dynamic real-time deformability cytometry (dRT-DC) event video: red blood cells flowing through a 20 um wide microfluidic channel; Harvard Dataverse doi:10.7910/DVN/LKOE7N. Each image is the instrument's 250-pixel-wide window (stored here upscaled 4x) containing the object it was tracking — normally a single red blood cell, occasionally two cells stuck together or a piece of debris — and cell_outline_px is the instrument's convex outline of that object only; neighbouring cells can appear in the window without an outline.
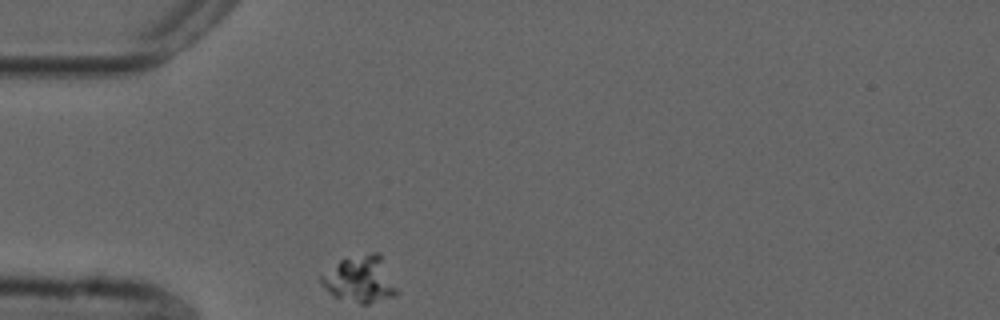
{"species": "common noctule bat (a hibernating species)", "species_latin": "Nyctalus noctula", "temperature_condition": "cold", "stored_images_in_passage": 44, "camera_frame_rate_fps": 3000, "um_per_image_px": 0.085, "animal": {"sex": "male", "forearm_length_mm": 52.5}, "frame": {"image": 1, "passage_image": 1, "time_ms": 0.0, "image_size_px": [1000, 320], "cell_outline_px": [[400, 292], [396, 296], [368, 304], [360, 304], [332, 296], [324, 288], [320, 280], [320, 276], [340, 260], [372, 252], [380, 252]], "centroid_in_image_um": [30.65, 23.76], "position_along_channel_um": 54.3, "area_um2": 20.75}}
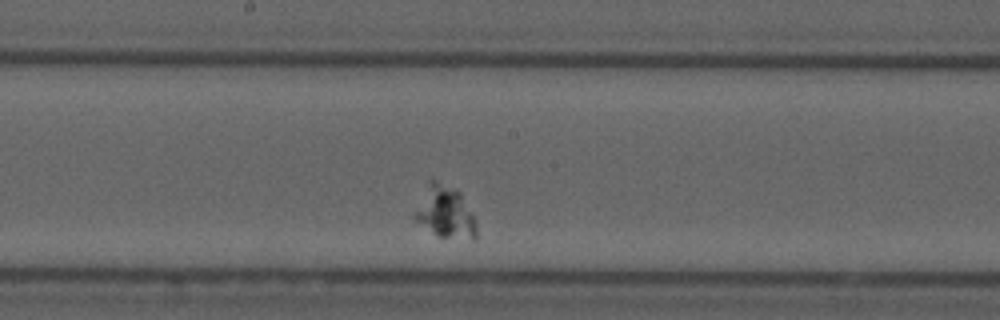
{"frame": {"image": 2, "passage_image": 16, "time_ms": 5.0, "image_size_px": [1000, 320], "cell_outline_px": [[476, 236], [472, 240], [436, 236], [416, 220], [412, 216], [412, 212], [428, 180], [432, 180], [460, 192], [476, 224]], "centroid_in_image_um": [37.78, 18.06], "position_along_channel_um": 210.4, "area_um2": 18.5}}
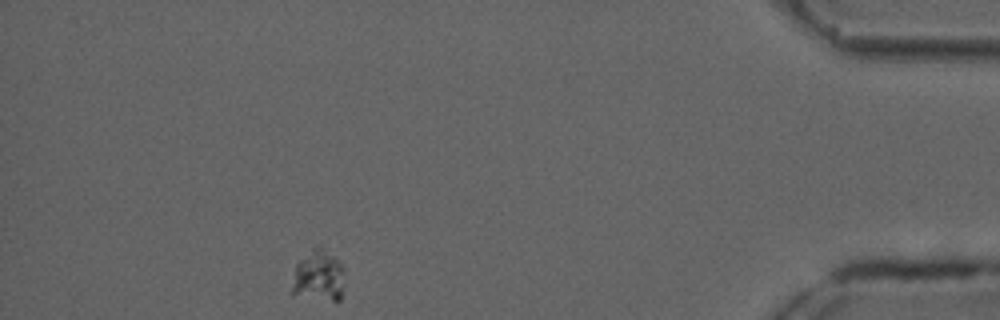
{"frame": {"image": 3, "passage_image": 38, "time_ms": 12.333, "image_size_px": [1000, 320], "cell_outline_px": [[344, 284], [340, 300], [332, 300], [292, 296], [288, 292], [296, 264], [316, 244], [320, 244], [344, 268]], "centroid_in_image_um": [27.02, 23.47], "position_along_channel_um": 408.2, "area_um2": 16.18}}